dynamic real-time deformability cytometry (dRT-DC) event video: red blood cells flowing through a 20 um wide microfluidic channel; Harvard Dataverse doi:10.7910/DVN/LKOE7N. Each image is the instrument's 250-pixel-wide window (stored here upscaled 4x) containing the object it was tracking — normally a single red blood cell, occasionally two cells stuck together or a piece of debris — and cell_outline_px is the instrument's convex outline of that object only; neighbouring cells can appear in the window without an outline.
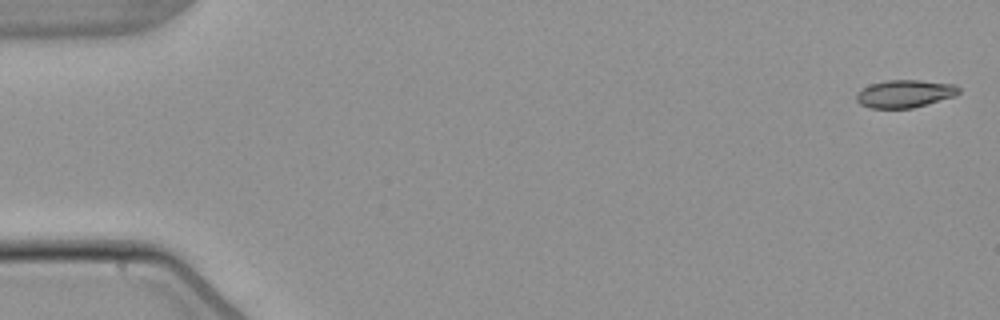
{"species": "common noctule bat (a hibernating species)", "species_latin": "Nyctalus noctula", "temperature_condition": "warm", "stored_images_in_passage": 6, "segment_of_instrument_passage": [1, 2], "camera_frame_rate_fps": 3000, "um_per_image_px": 0.085, "animal": {"sex": "male", "body_mass_g": 21.5, "forearm_length_mm": 52.0}, "frame": {"image": 1, "passage_image": 1, "time_ms": 0.0, "image_size_px": [1000, 320], "cell_outline_px": [[960, 92], [956, 96], [912, 108], [868, 108], [860, 104], [856, 100], [856, 92], [860, 88], [872, 84], [888, 80], [920, 80], [956, 84], [960, 88]], "centroid_in_image_um": [76.91, 7.96], "position_along_channel_um": 8.1, "area_um2": 16.7}}